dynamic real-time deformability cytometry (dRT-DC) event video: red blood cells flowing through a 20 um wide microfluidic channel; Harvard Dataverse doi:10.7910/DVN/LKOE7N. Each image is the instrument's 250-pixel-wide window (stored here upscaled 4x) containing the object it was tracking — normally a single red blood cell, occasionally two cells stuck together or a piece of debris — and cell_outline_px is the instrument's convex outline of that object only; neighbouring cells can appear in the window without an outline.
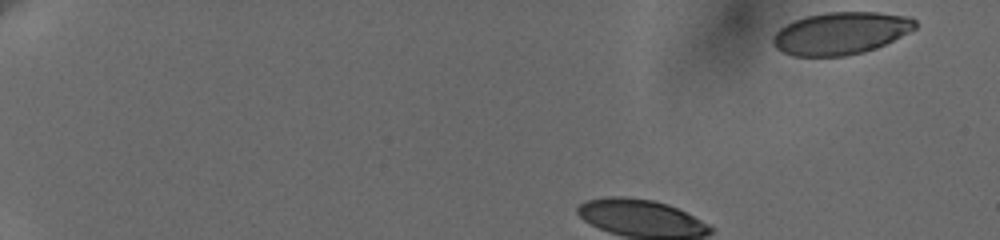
{"species": "human", "species_latin": "Homo sapiens", "temperature_condition": "cold", "stored_images_in_passage": 37, "camera_frame_rate_fps": 3000, "um_per_image_px": 0.085, "donor": {"sex": "female"}, "frame": {"image": 1, "passage_image": 1, "time_ms": 0.0, "image_size_px": [1000, 240], "cell_outline_px": [[916, 28], [876, 48], [864, 52], [844, 56], [792, 56], [776, 48], [772, 44], [772, 40], [776, 32], [780, 28], [804, 16], [828, 12], [880, 12], [912, 16], [916, 20]], "centroid_in_image_um": [71.48, 2.82], "position_along_channel_um": 13.5, "area_um2": 35.08}}
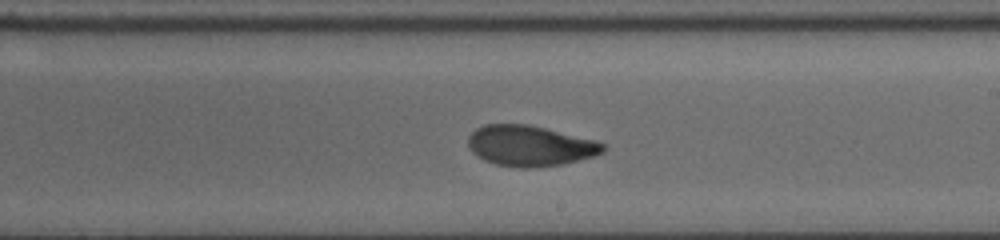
{"frame": {"image": 2, "passage_image": 23, "time_ms": 9.0, "image_size_px": [1000, 240], "cell_outline_px": [[608, 148], [604, 152], [596, 156], [564, 164], [532, 168], [520, 168], [496, 164], [484, 160], [476, 156], [468, 148], [468, 136], [476, 128], [484, 124], [528, 124], [596, 140], [604, 144]], "centroid_in_image_um": [45.07, 12.4], "position_along_channel_um": 243.9, "area_um2": 32.31}}
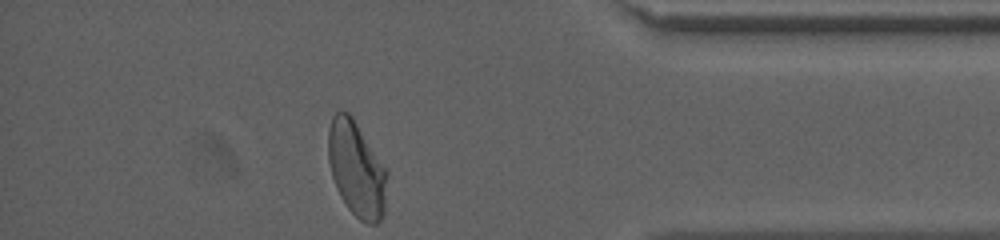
{"frame": {"image": 3, "passage_image": 37, "time_ms": 14.0, "image_size_px": [1000, 240], "cell_outline_px": [[388, 176], [384, 216], [376, 224], [368, 224], [360, 220], [348, 208], [340, 196], [336, 188], [332, 176], [328, 160], [328, 128], [332, 116], [336, 112], [348, 112], [352, 116], [388, 172]], "centroid_in_image_um": [30.31, 14.39], "position_along_channel_um": 404.9, "area_um2": 32.77}, "authors_computed_cell_mechanics": {"area_um2": 32.1946, "velocity_mm_per_s": 3.6236, "shape_relaxation_time_tau1_ms": 4.3696, "shape_relaxation_time_tau2_ms": 1.2447, "deformation_change_tau1": 0.1723, "deformation_change_tau2": 0.0679}}